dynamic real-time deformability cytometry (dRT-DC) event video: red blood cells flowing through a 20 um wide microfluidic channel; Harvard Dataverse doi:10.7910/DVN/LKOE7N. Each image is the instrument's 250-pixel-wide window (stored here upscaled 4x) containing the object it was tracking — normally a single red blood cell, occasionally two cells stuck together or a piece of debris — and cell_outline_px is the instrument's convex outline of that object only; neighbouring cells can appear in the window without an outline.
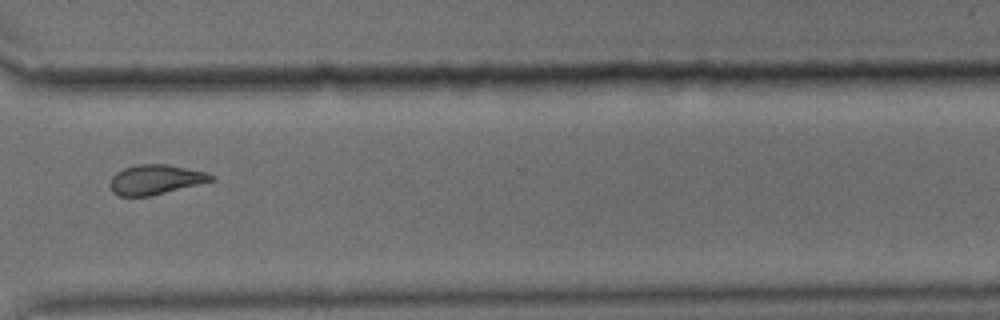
{"species": "common noctule bat (a hibernating species)", "species_latin": "Nyctalus noctula", "temperature_condition": "cold", "stored_images_in_passage": 15, "camera_frame_rate_fps": 3000, "um_per_image_px": 0.085, "animal": {"sex": "male", "body_mass_g": 15.6}, "frame": {"image": 1, "passage_image": 12, "time_ms": 3.667, "image_size_px": [1000, 320], "cell_outline_px": [[216, 180], [148, 196], [120, 196], [112, 192], [108, 184], [112, 176], [116, 172], [124, 168], [136, 164], [168, 164], [208, 172], [216, 176]], "centroid_in_image_um": [13.22, 15.25], "position_along_channel_um": 357.4, "area_um2": 17.69}}